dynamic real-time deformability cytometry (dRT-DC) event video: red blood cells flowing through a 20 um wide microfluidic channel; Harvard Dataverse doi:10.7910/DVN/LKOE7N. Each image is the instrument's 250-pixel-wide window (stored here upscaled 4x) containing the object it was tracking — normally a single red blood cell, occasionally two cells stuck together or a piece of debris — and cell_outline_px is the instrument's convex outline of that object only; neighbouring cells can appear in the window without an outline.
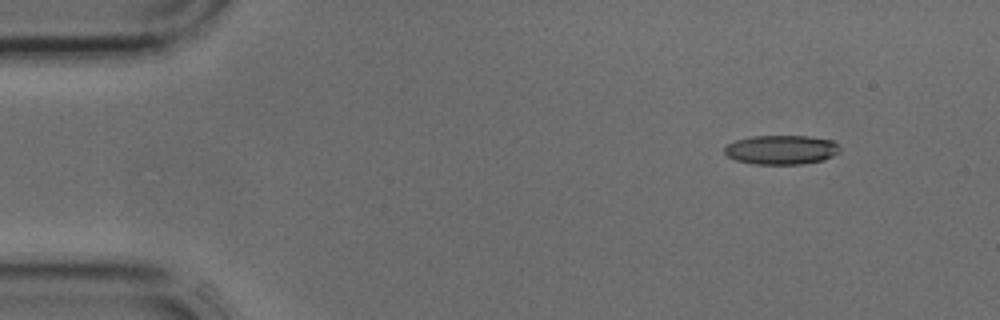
{"species": "common noctule bat (a hibernating species)", "species_latin": "Nyctalus noctula", "temperature_condition": "cold", "stored_images_in_passage": 3, "camera_frame_rate_fps": 3000, "um_per_image_px": 0.085, "animal": {"sex": "male", "body_mass_g": 17.9, "forearm_length_mm": 54.2}, "frame": {"image": 1, "passage_image": 1, "time_ms": 0.0, "image_size_px": [1000, 320], "cell_outline_px": [[840, 152], [824, 160], [800, 164], [752, 164], [736, 160], [728, 156], [724, 152], [724, 148], [728, 144], [736, 140], [752, 136], [808, 136], [832, 140], [840, 148]], "centroid_in_image_um": [66.41, 12.73], "position_along_channel_um": 18.6, "area_um2": 19.65}}
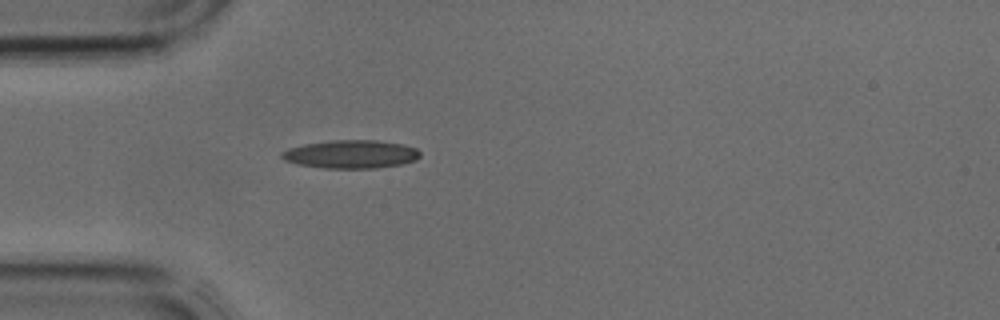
{"frame": {"image": 2, "passage_image": 3, "time_ms": 0.667, "image_size_px": [1000, 320], "cell_outline_px": [[420, 156], [416, 160], [400, 164], [376, 168], [324, 168], [296, 164], [284, 160], [280, 156], [280, 152], [288, 148], [304, 144], [328, 140], [376, 140], [404, 144], [416, 148], [420, 152]], "centroid_in_image_um": [29.8, 13.1], "position_along_channel_um": 55.2, "area_um2": 22.95}}